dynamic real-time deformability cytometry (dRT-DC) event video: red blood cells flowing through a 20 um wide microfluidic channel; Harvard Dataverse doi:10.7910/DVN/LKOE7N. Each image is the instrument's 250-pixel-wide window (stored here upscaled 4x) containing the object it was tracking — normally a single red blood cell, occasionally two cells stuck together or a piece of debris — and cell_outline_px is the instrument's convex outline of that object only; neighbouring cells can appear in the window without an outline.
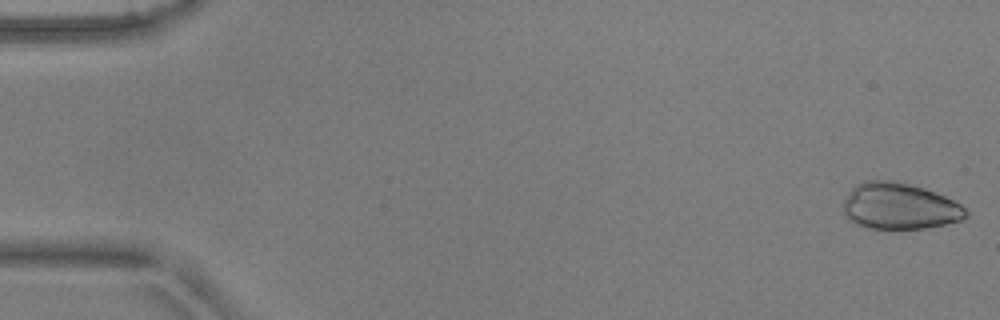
{"species": "common noctule bat (a hibernating species)", "species_latin": "Nyctalus noctula", "temperature_condition": "warm", "stored_images_in_passage": 52, "camera_frame_rate_fps": 3000, "um_per_image_px": 0.085, "animal": {"sex": "male", "body_mass_g": 17.9, "forearm_length_mm": 54.2}, "frame": {"image": 1, "passage_image": 1, "time_ms": 0.0, "image_size_px": [1000, 320], "cell_outline_px": [[968, 216], [960, 220], [944, 224], [924, 228], [868, 228], [852, 220], [844, 212], [844, 200], [848, 192], [856, 184], [864, 180], [892, 180], [924, 188], [944, 196], [960, 204], [968, 212]], "centroid_in_image_um": [76.46, 17.51], "position_along_channel_um": 8.5, "area_um2": 32.66}}
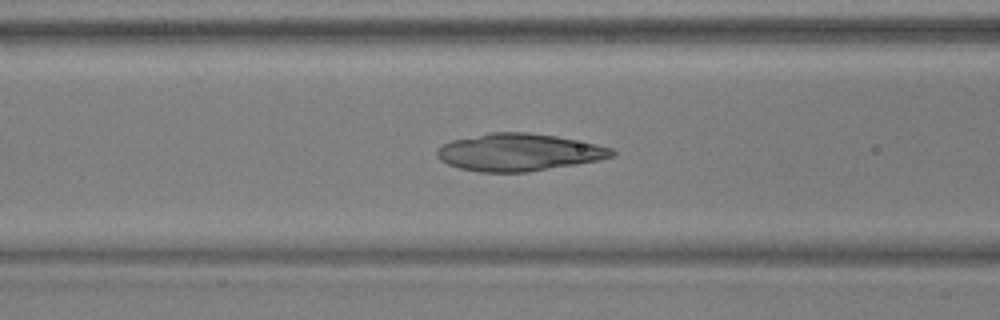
{"frame": {"image": 2, "passage_image": 21, "time_ms": 6.667, "image_size_px": [1000, 320], "cell_outline_px": [[616, 156], [600, 160], [528, 172], [480, 172], [460, 168], [448, 164], [440, 160], [436, 156], [436, 152], [444, 144], [452, 140], [492, 132], [528, 132], [556, 136], [596, 144], [612, 148], [616, 152]], "centroid_in_image_um": [44.13, 12.94], "position_along_channel_um": 122.5, "area_um2": 37.97}}
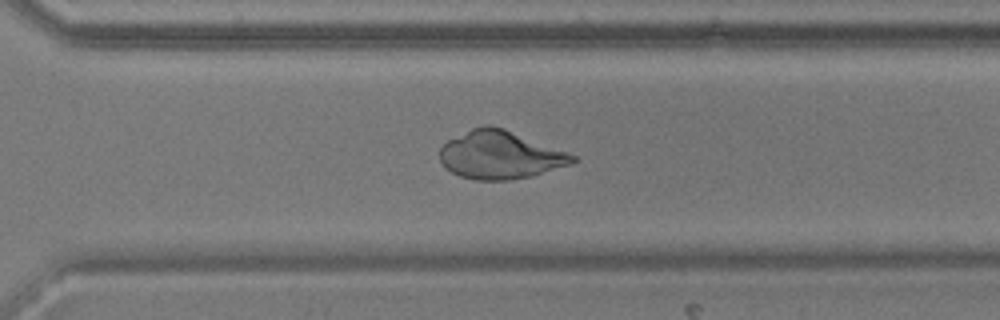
{"frame": {"image": 3, "passage_image": 37, "time_ms": 12.0, "image_size_px": [1000, 320], "cell_outline_px": [[580, 160], [572, 164], [532, 176], [508, 180], [476, 180], [460, 176], [452, 172], [440, 160], [440, 148], [448, 140], [472, 128], [484, 124], [492, 124], [504, 128], [568, 152], [576, 156]], "centroid_in_image_um": [42.55, 13.16], "position_along_channel_um": 328.0, "area_um2": 37.22}}